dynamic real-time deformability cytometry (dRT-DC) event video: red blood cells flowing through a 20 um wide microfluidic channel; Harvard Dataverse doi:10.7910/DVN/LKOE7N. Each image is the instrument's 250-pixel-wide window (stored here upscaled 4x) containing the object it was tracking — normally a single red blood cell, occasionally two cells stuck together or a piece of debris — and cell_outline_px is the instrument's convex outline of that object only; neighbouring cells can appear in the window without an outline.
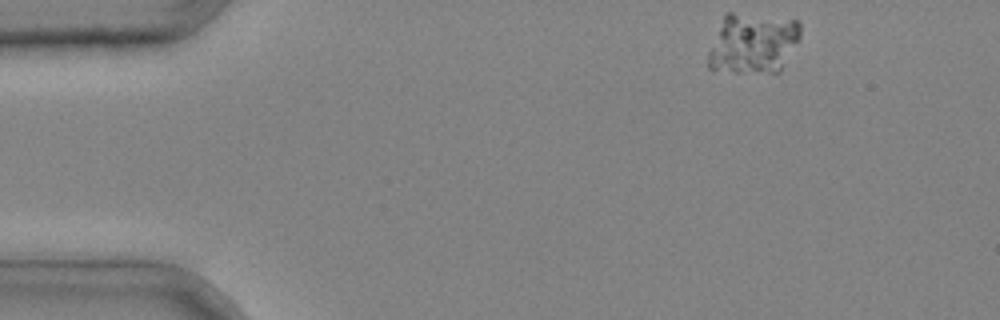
{"species": "common noctule bat (a hibernating species)", "species_latin": "Nyctalus noctula", "temperature_condition": "cold", "stored_images_in_passage": 34, "camera_frame_rate_fps": 3000, "um_per_image_px": 0.085, "animal": {"sex": "male", "body_mass_g": 20.4}, "frame": {"image": 1, "passage_image": 1, "time_ms": 0.0, "image_size_px": [1000, 320], "cell_outline_px": [[800, 36], [780, 72], [736, 72], [708, 68], [708, 52], [724, 16], [728, 12], [732, 12], [800, 20]], "centroid_in_image_um": [64.01, 3.67], "position_along_channel_um": 21.0, "area_um2": 32.31}}
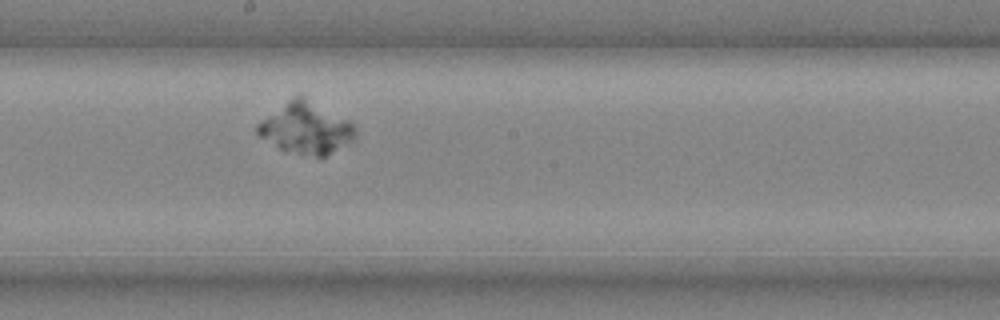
{"frame": {"image": 2, "passage_image": 20, "time_ms": 6.333, "image_size_px": [1000, 320], "cell_outline_px": [[356, 136], [352, 140], [324, 156], [316, 156], [280, 148], [260, 136], [256, 132], [256, 124], [296, 96], [304, 96], [352, 120], [356, 128]], "centroid_in_image_um": [26.07, 10.86], "position_along_channel_um": 222.1, "area_um2": 28.5}}
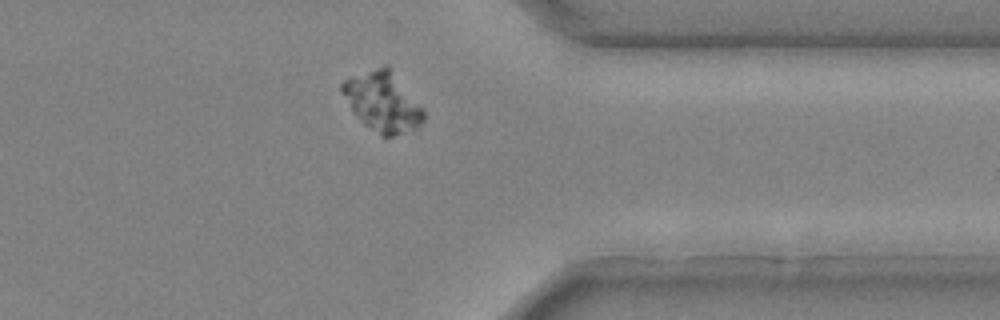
{"frame": {"image": 3, "passage_image": 31, "time_ms": 10.0, "image_size_px": [1000, 320], "cell_outline_px": [[424, 120], [416, 128], [392, 136], [380, 136], [364, 124], [340, 92], [340, 84], [344, 80], [352, 76], [384, 64], [388, 64], [424, 112]], "centroid_in_image_um": [32.5, 8.63], "position_along_channel_um": 378.9, "area_um2": 27.8}}